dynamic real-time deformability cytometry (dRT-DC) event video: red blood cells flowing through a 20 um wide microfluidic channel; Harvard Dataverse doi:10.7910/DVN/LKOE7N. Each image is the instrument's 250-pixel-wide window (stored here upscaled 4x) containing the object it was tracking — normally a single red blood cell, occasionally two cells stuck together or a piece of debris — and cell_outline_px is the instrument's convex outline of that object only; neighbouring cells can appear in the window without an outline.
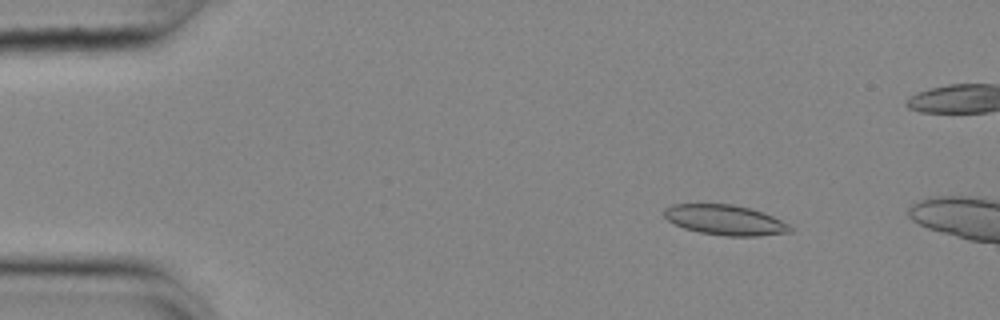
{"species": "common noctule bat (a hibernating species)", "species_latin": "Nyctalus noctula", "temperature_condition": "cold", "stored_images_in_passage": 13, "camera_frame_rate_fps": 3000, "um_per_image_px": 0.085, "animal": {"sex": "female", "body_mass_g": 25.1}, "frame": {"image": 1, "passage_image": 8, "time_ms": 2.333, "image_size_px": [1000, 320], "cell_outline_px": [[796, 228], [792, 232], [756, 236], [724, 236], [700, 232], [684, 228], [668, 220], [664, 216], [664, 208], [672, 204], [732, 204], [748, 208], [772, 216]], "centroid_in_image_um": [61.64, 18.7], "position_along_channel_um": 23.4, "area_um2": 22.02}}